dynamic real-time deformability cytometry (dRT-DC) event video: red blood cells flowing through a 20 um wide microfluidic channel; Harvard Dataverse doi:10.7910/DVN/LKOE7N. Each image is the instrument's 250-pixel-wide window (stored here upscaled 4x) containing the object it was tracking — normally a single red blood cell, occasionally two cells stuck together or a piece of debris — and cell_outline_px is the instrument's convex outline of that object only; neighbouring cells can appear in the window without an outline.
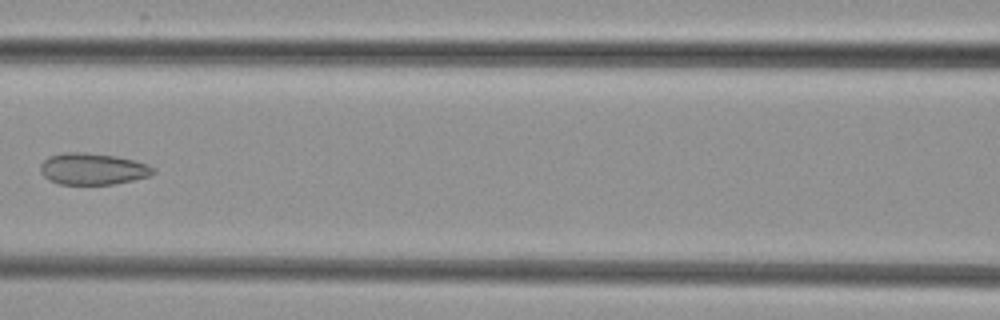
{"species": "common noctule bat (a hibernating species)", "species_latin": "Nyctalus noctula", "temperature_condition": "cold", "stored_images_in_passage": 5, "camera_frame_rate_fps": 3000, "um_per_image_px": 0.085, "animal": {"sex": "female", "body_mass_g": 29.2, "forearm_length_mm": 56.3}, "frame": {"image": 1, "passage_image": 5, "time_ms": 4.667, "image_size_px": [1000, 320], "cell_outline_px": [[156, 172], [148, 176], [132, 180], [112, 184], [60, 184], [48, 180], [40, 172], [40, 164], [48, 156], [64, 152], [84, 152], [116, 156], [136, 160], [148, 164], [156, 168]], "centroid_in_image_um": [7.88, 14.35], "position_along_channel_um": 158.7, "area_um2": 20.92}}